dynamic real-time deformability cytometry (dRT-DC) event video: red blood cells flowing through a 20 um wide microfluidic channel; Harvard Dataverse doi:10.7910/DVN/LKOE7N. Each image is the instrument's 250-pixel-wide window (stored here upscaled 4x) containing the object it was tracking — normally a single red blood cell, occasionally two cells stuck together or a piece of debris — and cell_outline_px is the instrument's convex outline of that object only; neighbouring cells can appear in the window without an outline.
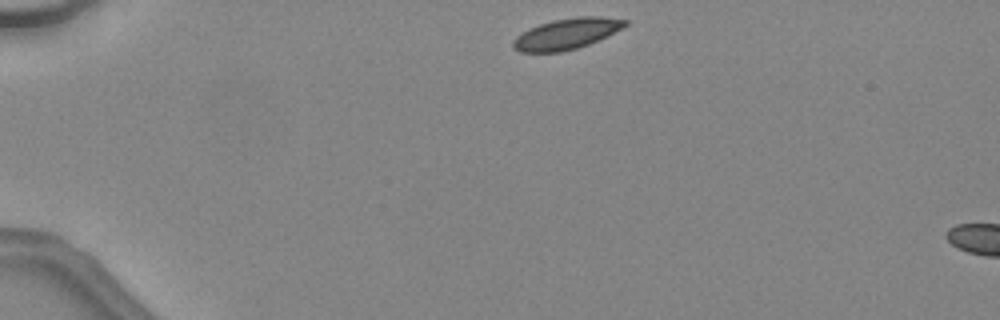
{"species": "common noctule bat (a hibernating species)", "species_latin": "Nyctalus noctula", "temperature_condition": "warm", "stored_images_in_passage": 4, "camera_frame_rate_fps": 3000, "um_per_image_px": 0.085, "animal": {"sex": "female", "body_mass_g": 24.6, "forearm_length_mm": 56.2}, "frame": {"image": 1, "passage_image": 1, "time_ms": 0.0, "image_size_px": [1000, 320], "cell_outline_px": [[628, 24], [588, 44], [576, 48], [560, 52], [520, 52], [512, 48], [512, 40], [516, 36], [540, 24], [552, 20], [576, 16], [600, 16], [628, 20]], "centroid_in_image_um": [48.11, 2.87], "position_along_channel_um": 36.9, "area_um2": 19.77}}